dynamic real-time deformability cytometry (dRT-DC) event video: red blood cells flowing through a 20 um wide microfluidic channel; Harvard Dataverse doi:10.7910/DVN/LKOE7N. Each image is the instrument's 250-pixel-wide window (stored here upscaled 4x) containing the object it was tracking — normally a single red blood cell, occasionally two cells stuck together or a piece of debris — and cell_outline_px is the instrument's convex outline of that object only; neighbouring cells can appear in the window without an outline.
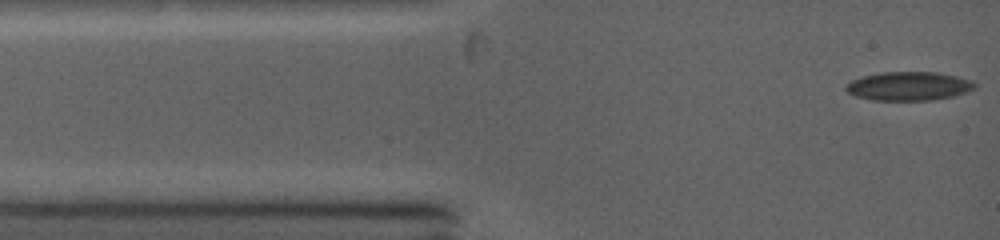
{"species": "common noctule bat (a hibernating species)", "species_latin": "Nyctalus noctula", "temperature_condition": "warm", "stored_images_in_passage": 12, "camera_frame_rate_fps": 5000, "um_per_image_px": 0.085, "animal": {"sex": "female", "body_mass_g": 19.0, "forearm_length_mm": 53.3}, "frame": {"image": 1, "passage_image": 1, "time_ms": 0.0, "image_size_px": [1000, 240], "cell_outline_px": [[976, 88], [952, 96], [932, 100], [872, 100], [856, 96], [848, 92], [844, 88], [852, 80], [864, 76], [880, 72], [936, 72], [956, 76], [972, 80], [976, 84]], "centroid_in_image_um": [77.25, 7.32], "position_along_channel_um": 7.8, "area_um2": 21.44}}
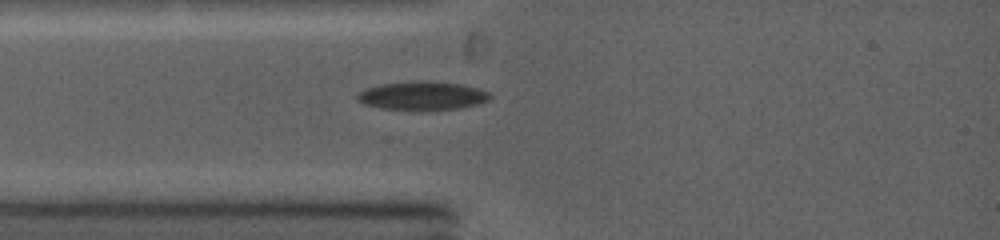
{"frame": {"image": 2, "passage_image": 7, "time_ms": 2.2, "image_size_px": [1000, 240], "cell_outline_px": [[492, 96], [488, 100], [476, 104], [460, 108], [420, 112], [384, 108], [364, 104], [356, 100], [356, 96], [360, 92], [368, 88], [380, 84], [412, 80], [420, 80], [460, 84], [476, 88], [488, 92]], "centroid_in_image_um": [35.87, 8.15], "position_along_channel_um": 49.1, "area_um2": 22.43}}
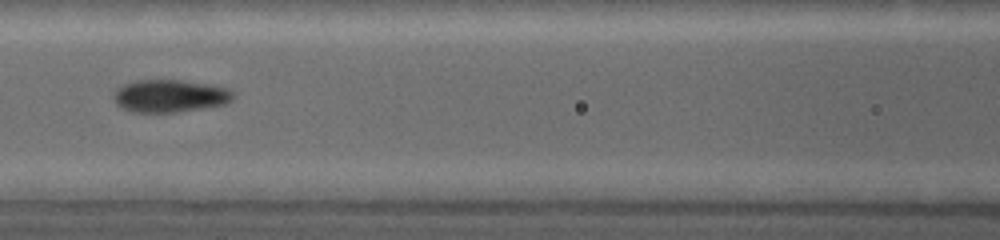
{"frame": {"image": 3, "passage_image": 11, "time_ms": 4.6, "image_size_px": [1000, 240], "cell_outline_px": [[236, 96], [232, 100], [224, 104], [204, 108], [176, 112], [132, 112], [120, 108], [116, 104], [112, 96], [116, 88], [124, 84], [136, 80], [180, 80], [208, 84], [224, 88], [232, 92]], "centroid_in_image_um": [14.39, 8.16], "position_along_channel_um": 152.2, "area_um2": 22.77}}